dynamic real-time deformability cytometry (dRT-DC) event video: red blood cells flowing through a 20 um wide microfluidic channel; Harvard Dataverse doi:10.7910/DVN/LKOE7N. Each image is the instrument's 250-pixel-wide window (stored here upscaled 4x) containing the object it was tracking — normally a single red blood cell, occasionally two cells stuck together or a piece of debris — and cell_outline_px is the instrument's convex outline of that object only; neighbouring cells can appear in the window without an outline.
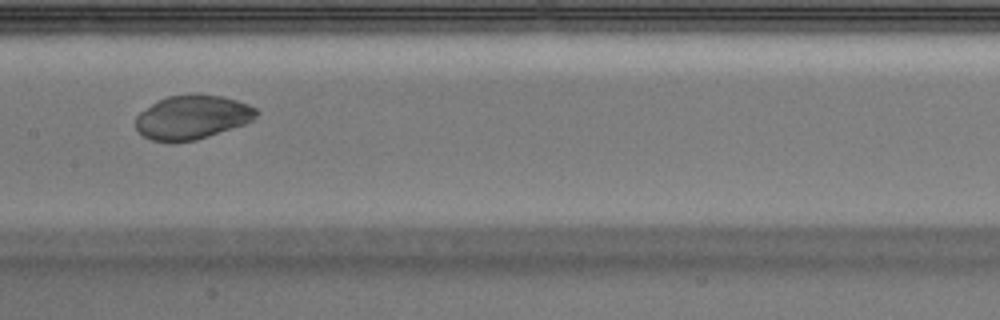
{"species": "Egyptian fruit bat (a non-hibernating species)", "species_latin": "Rousettus aegyptiacus", "temperature_condition": "warm", "stored_images_in_passage": 45, "camera_frame_rate_fps": 3000, "um_per_image_px": 0.085, "animal": {"sex": "male"}, "frame": {"image": 1, "passage_image": 20, "time_ms": 6.333, "image_size_px": [1000, 320], "cell_outline_px": [[260, 112], [252, 120], [244, 124], [196, 140], [172, 144], [152, 140], [144, 136], [136, 128], [136, 116], [140, 112], [156, 100], [168, 96], [224, 96], [248, 104], [256, 108]], "centroid_in_image_um": [16.32, 10.0], "position_along_channel_um": 191.1, "area_um2": 30.75}}